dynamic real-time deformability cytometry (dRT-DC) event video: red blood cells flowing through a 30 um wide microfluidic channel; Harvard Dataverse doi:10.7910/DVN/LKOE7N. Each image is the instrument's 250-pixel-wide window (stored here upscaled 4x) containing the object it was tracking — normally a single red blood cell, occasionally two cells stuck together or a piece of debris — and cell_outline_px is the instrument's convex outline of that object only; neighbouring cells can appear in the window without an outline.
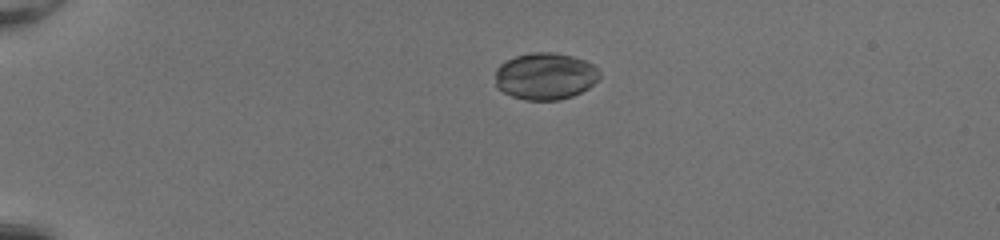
{"species": "common noctule bat (a hibernating species)", "species_latin": "Nyctalus noctula", "temperature_condition": "room temperature", "stored_images_in_passage": 39, "camera_frame_rate_fps": 3000, "um_per_image_px": 0.085, "animal": {"sex": "female", "body_mass_g": 20.0, "forearm_length_mm": 54.0}, "frame": {"image": 1, "passage_image": 1, "time_ms": 0.0, "image_size_px": [1000, 240], "cell_outline_px": [[600, 80], [588, 88], [572, 96], [560, 100], [524, 100], [512, 96], [496, 88], [496, 68], [500, 64], [516, 56], [532, 52], [552, 52], [572, 56], [584, 60], [592, 64], [600, 72]], "centroid_in_image_um": [46.36, 6.48], "position_along_channel_um": 38.6, "area_um2": 28.61}}
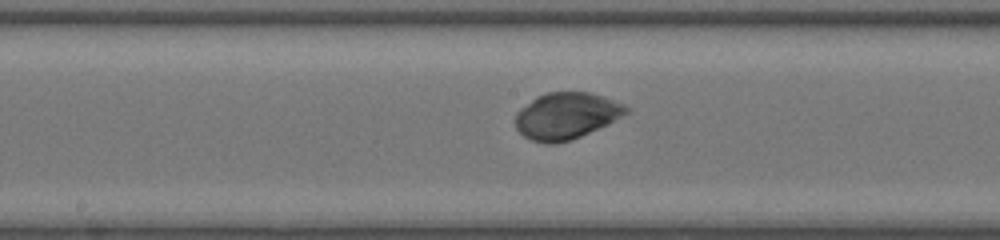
{"frame": {"image": 2, "passage_image": 17, "time_ms": 5.333, "image_size_px": [1000, 240], "cell_outline_px": [[632, 108], [628, 112], [608, 124], [572, 140], [556, 144], [548, 144], [532, 140], [524, 136], [516, 128], [516, 112], [520, 108], [536, 96], [548, 92], [588, 92], [604, 96], [624, 104]], "centroid_in_image_um": [48.14, 9.84], "position_along_channel_um": 200.1, "area_um2": 30.17}}
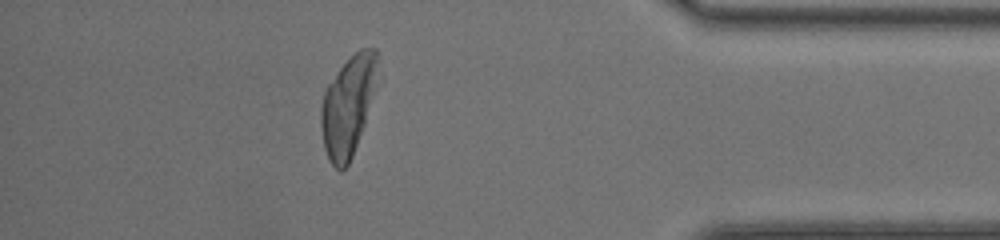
{"frame": {"image": 3, "passage_image": 34, "time_ms": 11.0, "image_size_px": [1000, 240], "cell_outline_px": [[376, 60], [364, 124], [352, 156], [348, 164], [340, 172], [328, 160], [324, 148], [320, 124], [320, 108], [324, 92], [328, 84], [340, 68], [360, 48], [376, 48]], "centroid_in_image_um": [29.47, 9.08], "position_along_channel_um": 405.7, "area_um2": 31.27}}